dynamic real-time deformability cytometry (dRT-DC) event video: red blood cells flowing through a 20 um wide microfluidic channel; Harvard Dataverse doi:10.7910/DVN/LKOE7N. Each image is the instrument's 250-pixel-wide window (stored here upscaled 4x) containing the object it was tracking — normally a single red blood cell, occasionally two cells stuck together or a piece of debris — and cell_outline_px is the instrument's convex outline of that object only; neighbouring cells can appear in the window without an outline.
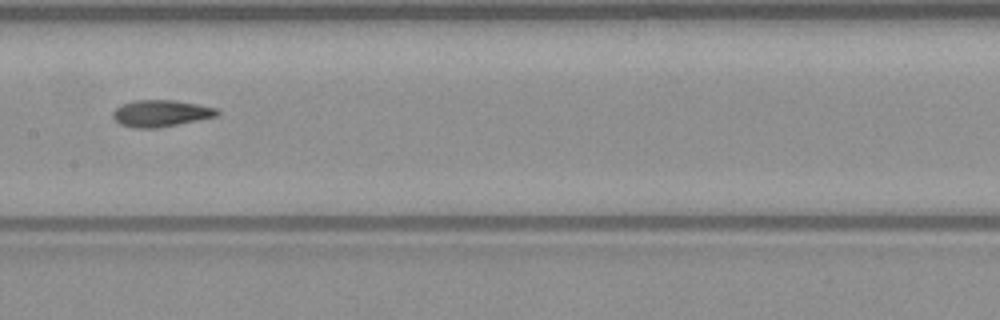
{"species": "common noctule bat (a hibernating species)", "species_latin": "Nyctalus noctula", "temperature_condition": "warm", "stored_images_in_passage": 32, "camera_frame_rate_fps": 3000, "um_per_image_px": 0.085, "animal": {"sex": "male", "body_mass_g": 23.1, "forearm_length_mm": 52.7}, "frame": {"image": 1, "passage_image": 10, "time_ms": 3.0, "image_size_px": [1000, 320], "cell_outline_px": [[220, 112], [216, 116], [156, 128], [136, 128], [120, 124], [112, 116], [112, 112], [120, 104], [132, 100], [176, 100], [216, 108]], "centroid_in_image_um": [13.62, 9.62], "position_along_channel_um": 193.8, "area_um2": 16.07}}
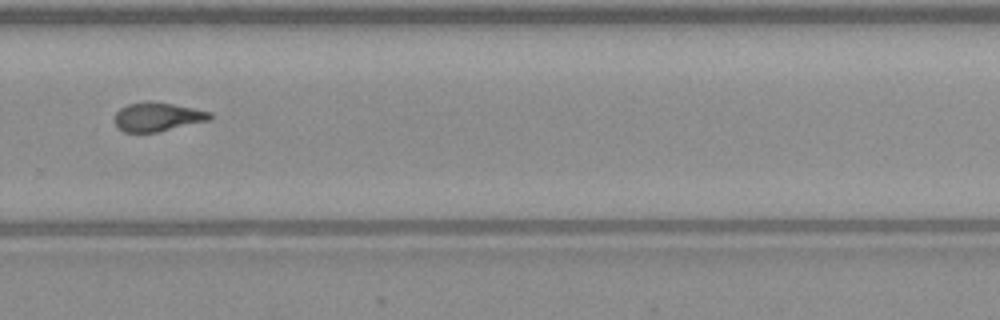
{"frame": {"image": 2, "passage_image": 19, "time_ms": 6.0, "image_size_px": [1000, 320], "cell_outline_px": [[212, 116], [208, 120], [156, 132], [124, 132], [116, 128], [116, 112], [120, 108], [128, 104], [148, 100], [172, 104], [212, 112]], "centroid_in_image_um": [13.35, 9.92], "position_along_channel_um": 316.5, "area_um2": 15.84}, "authors_computed_cell_mechanics": {"area_um2": 16.0106, "velocity_mm_per_s": 4.1183, "shape_relaxation_time_tau1_ms": 7.0002, "shape_relaxation_time_tau2_ms": 2.3888, "deformation_change_tau1": 0.2159, "deformation_change_tau2": 0.0915}}